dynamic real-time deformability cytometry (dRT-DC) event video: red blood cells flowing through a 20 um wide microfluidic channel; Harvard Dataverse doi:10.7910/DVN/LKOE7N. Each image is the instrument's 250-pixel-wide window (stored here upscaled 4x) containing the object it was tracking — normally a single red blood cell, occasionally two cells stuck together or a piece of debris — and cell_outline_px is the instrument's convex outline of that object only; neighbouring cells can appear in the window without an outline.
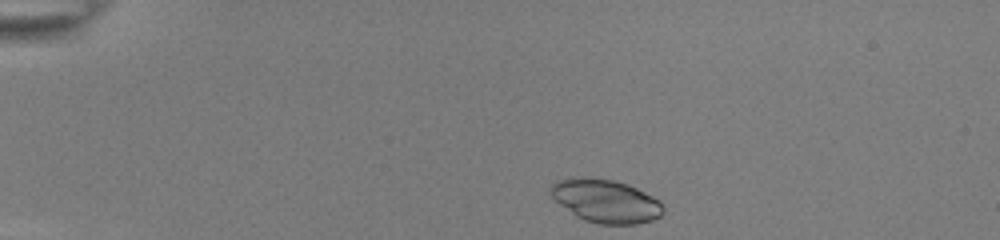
{"species": "common noctule bat (a hibernating species)", "species_latin": "Nyctalus noctula", "temperature_condition": "room temperature", "stored_images_in_passage": 43, "camera_frame_rate_fps": 3000, "um_per_image_px": 0.085, "animal": {"sex": "female", "body_mass_g": 22.0, "forearm_length_mm": 56.7}, "frame": {"image": 1, "passage_image": 1, "time_ms": 0.0, "image_size_px": [1000, 240], "cell_outline_px": [[664, 212], [660, 216], [652, 220], [636, 224], [600, 224], [584, 220], [576, 216], [560, 204], [548, 192], [548, 188], [556, 180], [568, 176], [588, 176], [612, 180], [628, 184], [660, 200], [664, 208]], "centroid_in_image_um": [51.45, 17.05], "position_along_channel_um": 33.6, "area_um2": 28.73}}
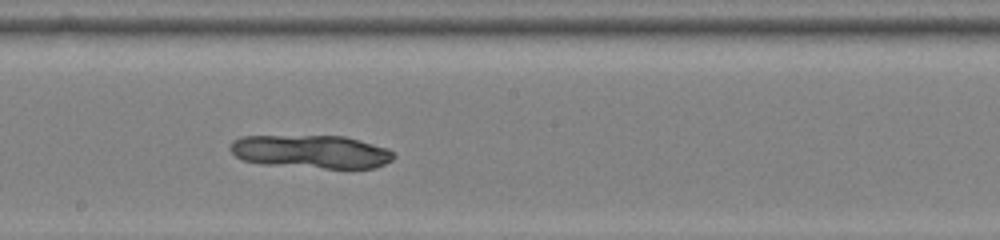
{"frame": {"image": 2, "passage_image": 21, "time_ms": 6.667, "image_size_px": [1000, 240], "cell_outline_px": [[396, 156], [392, 160], [376, 168], [324, 168], [264, 164], [240, 160], [228, 148], [232, 140], [240, 136], [344, 136], [388, 148]], "centroid_in_image_um": [26.42, 12.89], "position_along_channel_um": 221.8, "area_um2": 31.79}}
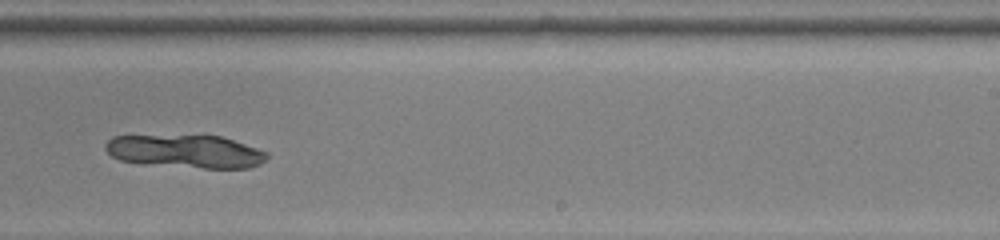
{"frame": {"image": 3, "passage_image": 25, "time_ms": 8.0, "image_size_px": [1000, 240], "cell_outline_px": [[268, 156], [260, 164], [248, 168], [204, 168], [144, 164], [120, 160], [112, 156], [104, 148], [104, 144], [112, 136], [220, 136], [268, 152]], "centroid_in_image_um": [15.75, 12.88], "position_along_channel_um": 273.3, "area_um2": 30.87}}